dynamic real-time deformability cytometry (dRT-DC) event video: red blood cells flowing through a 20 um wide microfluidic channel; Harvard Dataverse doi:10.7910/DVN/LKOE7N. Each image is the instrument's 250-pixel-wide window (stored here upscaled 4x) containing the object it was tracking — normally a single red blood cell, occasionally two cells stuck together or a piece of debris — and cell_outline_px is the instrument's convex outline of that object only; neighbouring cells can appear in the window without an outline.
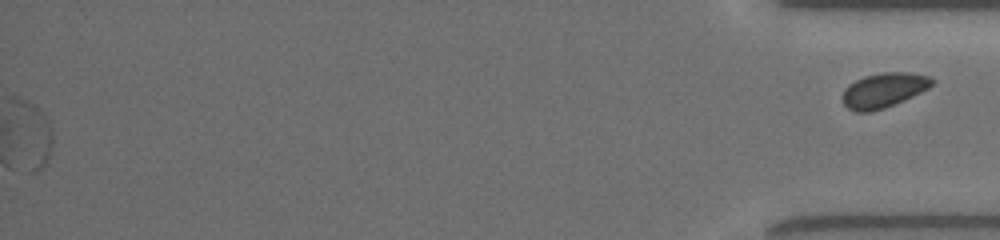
{"species": "common noctule bat (a hibernating species)", "species_latin": "Nyctalus noctula", "temperature_condition": "room temperature", "stored_images_in_passage": 54, "segment_of_instrument_passage": [2, 2], "camera_frame_rate_fps": 3000, "um_per_image_px": 0.085, "animal": {"sex": "female", "body_mass_g": 19.5, "forearm_length_mm": 54.1}, "frame": {"image": 1, "passage_image": 54, "time_ms": 17.667, "image_size_px": [1000, 240], "cell_outline_px": [[936, 84], [904, 100], [884, 108], [868, 112], [856, 112], [848, 108], [844, 104], [840, 96], [844, 88], [848, 84], [864, 76], [884, 72], [908, 72], [932, 76], [936, 80]], "centroid_in_image_um": [75.12, 7.65], "position_along_channel_um": 360.1, "area_um2": 18.38}}